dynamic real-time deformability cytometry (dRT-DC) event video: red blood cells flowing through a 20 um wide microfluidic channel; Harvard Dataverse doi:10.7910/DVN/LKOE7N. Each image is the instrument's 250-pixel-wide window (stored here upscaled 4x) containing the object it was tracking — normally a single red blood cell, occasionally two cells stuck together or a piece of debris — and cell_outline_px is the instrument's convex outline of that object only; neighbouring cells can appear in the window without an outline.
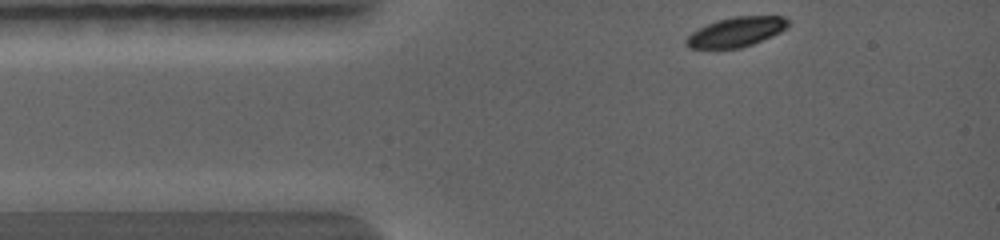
{"species": "common noctule bat (a hibernating species)", "species_latin": "Nyctalus noctula", "temperature_condition": "warm", "stored_images_in_passage": 3, "camera_frame_rate_fps": 5000, "um_per_image_px": 0.085, "animal": {"sex": "female", "body_mass_g": 19.0, "forearm_length_mm": 56.7}, "frame": {"image": 1, "passage_image": 1, "time_ms": 0.0, "image_size_px": [1000, 240], "cell_outline_px": [[788, 24], [780, 32], [752, 44], [740, 48], [688, 48], [684, 44], [684, 40], [692, 32], [716, 20], [736, 16], [784, 16], [788, 20]], "centroid_in_image_um": [62.54, 2.71], "position_along_channel_um": 22.5, "area_um2": 17.4}}